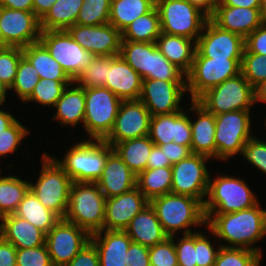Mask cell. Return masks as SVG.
<instances>
[{
  "label": "cell",
  "mask_w": 266,
  "mask_h": 266,
  "mask_svg": "<svg viewBox=\"0 0 266 266\" xmlns=\"http://www.w3.org/2000/svg\"><path fill=\"white\" fill-rule=\"evenodd\" d=\"M17 248L0 236V266H16Z\"/></svg>",
  "instance_id": "obj_58"
},
{
  "label": "cell",
  "mask_w": 266,
  "mask_h": 266,
  "mask_svg": "<svg viewBox=\"0 0 266 266\" xmlns=\"http://www.w3.org/2000/svg\"><path fill=\"white\" fill-rule=\"evenodd\" d=\"M203 203L204 214H224L255 206L259 200L241 177L216 175L211 179Z\"/></svg>",
  "instance_id": "obj_5"
},
{
  "label": "cell",
  "mask_w": 266,
  "mask_h": 266,
  "mask_svg": "<svg viewBox=\"0 0 266 266\" xmlns=\"http://www.w3.org/2000/svg\"><path fill=\"white\" fill-rule=\"evenodd\" d=\"M266 103V80L255 88V103Z\"/></svg>",
  "instance_id": "obj_65"
},
{
  "label": "cell",
  "mask_w": 266,
  "mask_h": 266,
  "mask_svg": "<svg viewBox=\"0 0 266 266\" xmlns=\"http://www.w3.org/2000/svg\"><path fill=\"white\" fill-rule=\"evenodd\" d=\"M136 187L151 201L153 198L171 193L172 167L146 169L137 175Z\"/></svg>",
  "instance_id": "obj_37"
},
{
  "label": "cell",
  "mask_w": 266,
  "mask_h": 266,
  "mask_svg": "<svg viewBox=\"0 0 266 266\" xmlns=\"http://www.w3.org/2000/svg\"><path fill=\"white\" fill-rule=\"evenodd\" d=\"M244 50V38L222 29L210 18L196 41V51L203 57L213 59H242Z\"/></svg>",
  "instance_id": "obj_16"
},
{
  "label": "cell",
  "mask_w": 266,
  "mask_h": 266,
  "mask_svg": "<svg viewBox=\"0 0 266 266\" xmlns=\"http://www.w3.org/2000/svg\"><path fill=\"white\" fill-rule=\"evenodd\" d=\"M216 6L261 8V1L260 0H218Z\"/></svg>",
  "instance_id": "obj_61"
},
{
  "label": "cell",
  "mask_w": 266,
  "mask_h": 266,
  "mask_svg": "<svg viewBox=\"0 0 266 266\" xmlns=\"http://www.w3.org/2000/svg\"><path fill=\"white\" fill-rule=\"evenodd\" d=\"M80 141L67 150L62 160L52 158L73 182H97L113 147L104 140Z\"/></svg>",
  "instance_id": "obj_3"
},
{
  "label": "cell",
  "mask_w": 266,
  "mask_h": 266,
  "mask_svg": "<svg viewBox=\"0 0 266 266\" xmlns=\"http://www.w3.org/2000/svg\"><path fill=\"white\" fill-rule=\"evenodd\" d=\"M56 0H33V12L41 20Z\"/></svg>",
  "instance_id": "obj_62"
},
{
  "label": "cell",
  "mask_w": 266,
  "mask_h": 266,
  "mask_svg": "<svg viewBox=\"0 0 266 266\" xmlns=\"http://www.w3.org/2000/svg\"><path fill=\"white\" fill-rule=\"evenodd\" d=\"M64 266H99V255L95 245L90 241Z\"/></svg>",
  "instance_id": "obj_55"
},
{
  "label": "cell",
  "mask_w": 266,
  "mask_h": 266,
  "mask_svg": "<svg viewBox=\"0 0 266 266\" xmlns=\"http://www.w3.org/2000/svg\"><path fill=\"white\" fill-rule=\"evenodd\" d=\"M162 33L159 13L154 6L148 13L137 17L122 32V41L156 42Z\"/></svg>",
  "instance_id": "obj_36"
},
{
  "label": "cell",
  "mask_w": 266,
  "mask_h": 266,
  "mask_svg": "<svg viewBox=\"0 0 266 266\" xmlns=\"http://www.w3.org/2000/svg\"><path fill=\"white\" fill-rule=\"evenodd\" d=\"M190 4L198 7L208 17H210L216 8L218 0H187Z\"/></svg>",
  "instance_id": "obj_63"
},
{
  "label": "cell",
  "mask_w": 266,
  "mask_h": 266,
  "mask_svg": "<svg viewBox=\"0 0 266 266\" xmlns=\"http://www.w3.org/2000/svg\"><path fill=\"white\" fill-rule=\"evenodd\" d=\"M244 53L262 54L266 57V21L245 38Z\"/></svg>",
  "instance_id": "obj_54"
},
{
  "label": "cell",
  "mask_w": 266,
  "mask_h": 266,
  "mask_svg": "<svg viewBox=\"0 0 266 266\" xmlns=\"http://www.w3.org/2000/svg\"><path fill=\"white\" fill-rule=\"evenodd\" d=\"M29 134L26 126L16 120L9 128L0 134V157L12 154L18 150V146Z\"/></svg>",
  "instance_id": "obj_48"
},
{
  "label": "cell",
  "mask_w": 266,
  "mask_h": 266,
  "mask_svg": "<svg viewBox=\"0 0 266 266\" xmlns=\"http://www.w3.org/2000/svg\"><path fill=\"white\" fill-rule=\"evenodd\" d=\"M145 79L164 81H186V74L175 64L169 62L152 42V63L150 74Z\"/></svg>",
  "instance_id": "obj_43"
},
{
  "label": "cell",
  "mask_w": 266,
  "mask_h": 266,
  "mask_svg": "<svg viewBox=\"0 0 266 266\" xmlns=\"http://www.w3.org/2000/svg\"><path fill=\"white\" fill-rule=\"evenodd\" d=\"M0 47H3V39H2L1 31H0Z\"/></svg>",
  "instance_id": "obj_68"
},
{
  "label": "cell",
  "mask_w": 266,
  "mask_h": 266,
  "mask_svg": "<svg viewBox=\"0 0 266 266\" xmlns=\"http://www.w3.org/2000/svg\"><path fill=\"white\" fill-rule=\"evenodd\" d=\"M54 108L56 112L52 119L60 125L76 128L79 123H84L85 88L73 81L64 89Z\"/></svg>",
  "instance_id": "obj_29"
},
{
  "label": "cell",
  "mask_w": 266,
  "mask_h": 266,
  "mask_svg": "<svg viewBox=\"0 0 266 266\" xmlns=\"http://www.w3.org/2000/svg\"><path fill=\"white\" fill-rule=\"evenodd\" d=\"M156 0H111L109 23L122 32L137 17L148 13Z\"/></svg>",
  "instance_id": "obj_35"
},
{
  "label": "cell",
  "mask_w": 266,
  "mask_h": 266,
  "mask_svg": "<svg viewBox=\"0 0 266 266\" xmlns=\"http://www.w3.org/2000/svg\"><path fill=\"white\" fill-rule=\"evenodd\" d=\"M73 81H54L40 79L34 87L32 94L23 102H36L40 105L53 107L61 97L64 89Z\"/></svg>",
  "instance_id": "obj_42"
},
{
  "label": "cell",
  "mask_w": 266,
  "mask_h": 266,
  "mask_svg": "<svg viewBox=\"0 0 266 266\" xmlns=\"http://www.w3.org/2000/svg\"><path fill=\"white\" fill-rule=\"evenodd\" d=\"M0 236L17 249H26L45 245L46 234L15 214L0 218Z\"/></svg>",
  "instance_id": "obj_27"
},
{
  "label": "cell",
  "mask_w": 266,
  "mask_h": 266,
  "mask_svg": "<svg viewBox=\"0 0 266 266\" xmlns=\"http://www.w3.org/2000/svg\"><path fill=\"white\" fill-rule=\"evenodd\" d=\"M104 194L96 182H73L65 220L86 230L90 235L103 230Z\"/></svg>",
  "instance_id": "obj_4"
},
{
  "label": "cell",
  "mask_w": 266,
  "mask_h": 266,
  "mask_svg": "<svg viewBox=\"0 0 266 266\" xmlns=\"http://www.w3.org/2000/svg\"><path fill=\"white\" fill-rule=\"evenodd\" d=\"M150 205L154 208L157 218L164 232L175 236L181 231L183 234L193 233V226H206L203 204L196 198L186 195L167 193L153 198Z\"/></svg>",
  "instance_id": "obj_2"
},
{
  "label": "cell",
  "mask_w": 266,
  "mask_h": 266,
  "mask_svg": "<svg viewBox=\"0 0 266 266\" xmlns=\"http://www.w3.org/2000/svg\"><path fill=\"white\" fill-rule=\"evenodd\" d=\"M16 120L17 119L13 116V114L0 108V134L5 129L9 128Z\"/></svg>",
  "instance_id": "obj_64"
},
{
  "label": "cell",
  "mask_w": 266,
  "mask_h": 266,
  "mask_svg": "<svg viewBox=\"0 0 266 266\" xmlns=\"http://www.w3.org/2000/svg\"><path fill=\"white\" fill-rule=\"evenodd\" d=\"M251 110H235L215 115L216 159L226 161L239 155L251 134Z\"/></svg>",
  "instance_id": "obj_11"
},
{
  "label": "cell",
  "mask_w": 266,
  "mask_h": 266,
  "mask_svg": "<svg viewBox=\"0 0 266 266\" xmlns=\"http://www.w3.org/2000/svg\"><path fill=\"white\" fill-rule=\"evenodd\" d=\"M122 103L106 87L85 88V114L82 124L93 140H104L111 132Z\"/></svg>",
  "instance_id": "obj_7"
},
{
  "label": "cell",
  "mask_w": 266,
  "mask_h": 266,
  "mask_svg": "<svg viewBox=\"0 0 266 266\" xmlns=\"http://www.w3.org/2000/svg\"><path fill=\"white\" fill-rule=\"evenodd\" d=\"M240 155L254 168L266 174V141L256 136L251 137L243 146Z\"/></svg>",
  "instance_id": "obj_50"
},
{
  "label": "cell",
  "mask_w": 266,
  "mask_h": 266,
  "mask_svg": "<svg viewBox=\"0 0 266 266\" xmlns=\"http://www.w3.org/2000/svg\"><path fill=\"white\" fill-rule=\"evenodd\" d=\"M185 92L186 81L143 79L139 100L151 116L172 114L183 109L180 103Z\"/></svg>",
  "instance_id": "obj_17"
},
{
  "label": "cell",
  "mask_w": 266,
  "mask_h": 266,
  "mask_svg": "<svg viewBox=\"0 0 266 266\" xmlns=\"http://www.w3.org/2000/svg\"><path fill=\"white\" fill-rule=\"evenodd\" d=\"M204 232H195V250L197 256V266H213L218 252L221 248V244L217 249L214 247V243H211L210 238L203 234Z\"/></svg>",
  "instance_id": "obj_52"
},
{
  "label": "cell",
  "mask_w": 266,
  "mask_h": 266,
  "mask_svg": "<svg viewBox=\"0 0 266 266\" xmlns=\"http://www.w3.org/2000/svg\"><path fill=\"white\" fill-rule=\"evenodd\" d=\"M258 202L255 206L224 214H205L207 230L220 242L222 247L246 248L262 253L253 245L266 236V209Z\"/></svg>",
  "instance_id": "obj_1"
},
{
  "label": "cell",
  "mask_w": 266,
  "mask_h": 266,
  "mask_svg": "<svg viewBox=\"0 0 266 266\" xmlns=\"http://www.w3.org/2000/svg\"><path fill=\"white\" fill-rule=\"evenodd\" d=\"M91 240L76 224L61 218L46 234L45 244L53 266H64Z\"/></svg>",
  "instance_id": "obj_14"
},
{
  "label": "cell",
  "mask_w": 266,
  "mask_h": 266,
  "mask_svg": "<svg viewBox=\"0 0 266 266\" xmlns=\"http://www.w3.org/2000/svg\"><path fill=\"white\" fill-rule=\"evenodd\" d=\"M39 41L73 81L94 57L74 41L66 30H42Z\"/></svg>",
  "instance_id": "obj_13"
},
{
  "label": "cell",
  "mask_w": 266,
  "mask_h": 266,
  "mask_svg": "<svg viewBox=\"0 0 266 266\" xmlns=\"http://www.w3.org/2000/svg\"><path fill=\"white\" fill-rule=\"evenodd\" d=\"M159 147L164 151L166 159H169L172 165L192 154L191 149L188 146L179 145L175 142L159 145Z\"/></svg>",
  "instance_id": "obj_57"
},
{
  "label": "cell",
  "mask_w": 266,
  "mask_h": 266,
  "mask_svg": "<svg viewBox=\"0 0 266 266\" xmlns=\"http://www.w3.org/2000/svg\"><path fill=\"white\" fill-rule=\"evenodd\" d=\"M162 33L197 41L209 18L187 0H156Z\"/></svg>",
  "instance_id": "obj_8"
},
{
  "label": "cell",
  "mask_w": 266,
  "mask_h": 266,
  "mask_svg": "<svg viewBox=\"0 0 266 266\" xmlns=\"http://www.w3.org/2000/svg\"><path fill=\"white\" fill-rule=\"evenodd\" d=\"M196 101L214 115L235 110H251V106L255 104V88L239 73L210 88Z\"/></svg>",
  "instance_id": "obj_9"
},
{
  "label": "cell",
  "mask_w": 266,
  "mask_h": 266,
  "mask_svg": "<svg viewBox=\"0 0 266 266\" xmlns=\"http://www.w3.org/2000/svg\"><path fill=\"white\" fill-rule=\"evenodd\" d=\"M210 159L208 156L192 153L180 162L173 164L171 192L191 196L203 204L210 177L206 163Z\"/></svg>",
  "instance_id": "obj_12"
},
{
  "label": "cell",
  "mask_w": 266,
  "mask_h": 266,
  "mask_svg": "<svg viewBox=\"0 0 266 266\" xmlns=\"http://www.w3.org/2000/svg\"><path fill=\"white\" fill-rule=\"evenodd\" d=\"M195 231L190 234H183L178 242L174 239L175 251L178 266H197V256L195 250Z\"/></svg>",
  "instance_id": "obj_53"
},
{
  "label": "cell",
  "mask_w": 266,
  "mask_h": 266,
  "mask_svg": "<svg viewBox=\"0 0 266 266\" xmlns=\"http://www.w3.org/2000/svg\"><path fill=\"white\" fill-rule=\"evenodd\" d=\"M242 59H213L195 51L190 71L186 74V89L190 100H197L210 88L241 73Z\"/></svg>",
  "instance_id": "obj_10"
},
{
  "label": "cell",
  "mask_w": 266,
  "mask_h": 266,
  "mask_svg": "<svg viewBox=\"0 0 266 266\" xmlns=\"http://www.w3.org/2000/svg\"><path fill=\"white\" fill-rule=\"evenodd\" d=\"M22 51L23 56L37 70L40 79L73 81L40 41L23 47Z\"/></svg>",
  "instance_id": "obj_31"
},
{
  "label": "cell",
  "mask_w": 266,
  "mask_h": 266,
  "mask_svg": "<svg viewBox=\"0 0 266 266\" xmlns=\"http://www.w3.org/2000/svg\"><path fill=\"white\" fill-rule=\"evenodd\" d=\"M111 0H84L76 19L79 25L109 23Z\"/></svg>",
  "instance_id": "obj_45"
},
{
  "label": "cell",
  "mask_w": 266,
  "mask_h": 266,
  "mask_svg": "<svg viewBox=\"0 0 266 266\" xmlns=\"http://www.w3.org/2000/svg\"><path fill=\"white\" fill-rule=\"evenodd\" d=\"M22 57L21 47H0V80L9 89L14 83L18 63Z\"/></svg>",
  "instance_id": "obj_47"
},
{
  "label": "cell",
  "mask_w": 266,
  "mask_h": 266,
  "mask_svg": "<svg viewBox=\"0 0 266 266\" xmlns=\"http://www.w3.org/2000/svg\"><path fill=\"white\" fill-rule=\"evenodd\" d=\"M156 46L162 55L187 74L194 60L196 41L183 37L161 33Z\"/></svg>",
  "instance_id": "obj_30"
},
{
  "label": "cell",
  "mask_w": 266,
  "mask_h": 266,
  "mask_svg": "<svg viewBox=\"0 0 266 266\" xmlns=\"http://www.w3.org/2000/svg\"><path fill=\"white\" fill-rule=\"evenodd\" d=\"M151 114L140 100L122 101L114 126L104 139L112 147L119 142L148 136Z\"/></svg>",
  "instance_id": "obj_18"
},
{
  "label": "cell",
  "mask_w": 266,
  "mask_h": 266,
  "mask_svg": "<svg viewBox=\"0 0 266 266\" xmlns=\"http://www.w3.org/2000/svg\"><path fill=\"white\" fill-rule=\"evenodd\" d=\"M9 88L0 80V106H3L6 100Z\"/></svg>",
  "instance_id": "obj_66"
},
{
  "label": "cell",
  "mask_w": 266,
  "mask_h": 266,
  "mask_svg": "<svg viewBox=\"0 0 266 266\" xmlns=\"http://www.w3.org/2000/svg\"><path fill=\"white\" fill-rule=\"evenodd\" d=\"M0 7L33 11V0H0Z\"/></svg>",
  "instance_id": "obj_60"
},
{
  "label": "cell",
  "mask_w": 266,
  "mask_h": 266,
  "mask_svg": "<svg viewBox=\"0 0 266 266\" xmlns=\"http://www.w3.org/2000/svg\"><path fill=\"white\" fill-rule=\"evenodd\" d=\"M120 55L142 79L150 74L152 42L122 41Z\"/></svg>",
  "instance_id": "obj_39"
},
{
  "label": "cell",
  "mask_w": 266,
  "mask_h": 266,
  "mask_svg": "<svg viewBox=\"0 0 266 266\" xmlns=\"http://www.w3.org/2000/svg\"><path fill=\"white\" fill-rule=\"evenodd\" d=\"M147 168L146 169H155L162 167H172L169 159H166L164 151L160 149L159 146L154 145L150 155L148 156Z\"/></svg>",
  "instance_id": "obj_59"
},
{
  "label": "cell",
  "mask_w": 266,
  "mask_h": 266,
  "mask_svg": "<svg viewBox=\"0 0 266 266\" xmlns=\"http://www.w3.org/2000/svg\"><path fill=\"white\" fill-rule=\"evenodd\" d=\"M49 155L43 152L39 177L36 183L29 182V189L43 206L52 210L60 218H64L73 180Z\"/></svg>",
  "instance_id": "obj_6"
},
{
  "label": "cell",
  "mask_w": 266,
  "mask_h": 266,
  "mask_svg": "<svg viewBox=\"0 0 266 266\" xmlns=\"http://www.w3.org/2000/svg\"><path fill=\"white\" fill-rule=\"evenodd\" d=\"M148 136L156 146L175 142L190 148V118L184 109L172 114L151 116Z\"/></svg>",
  "instance_id": "obj_20"
},
{
  "label": "cell",
  "mask_w": 266,
  "mask_h": 266,
  "mask_svg": "<svg viewBox=\"0 0 266 266\" xmlns=\"http://www.w3.org/2000/svg\"><path fill=\"white\" fill-rule=\"evenodd\" d=\"M241 74L256 88L266 80V57L262 54L243 53Z\"/></svg>",
  "instance_id": "obj_46"
},
{
  "label": "cell",
  "mask_w": 266,
  "mask_h": 266,
  "mask_svg": "<svg viewBox=\"0 0 266 266\" xmlns=\"http://www.w3.org/2000/svg\"><path fill=\"white\" fill-rule=\"evenodd\" d=\"M149 204L150 201L137 187L119 196L106 198L103 229L124 231L132 218Z\"/></svg>",
  "instance_id": "obj_21"
},
{
  "label": "cell",
  "mask_w": 266,
  "mask_h": 266,
  "mask_svg": "<svg viewBox=\"0 0 266 266\" xmlns=\"http://www.w3.org/2000/svg\"><path fill=\"white\" fill-rule=\"evenodd\" d=\"M111 57L94 56L74 80L75 84L84 88L105 87Z\"/></svg>",
  "instance_id": "obj_40"
},
{
  "label": "cell",
  "mask_w": 266,
  "mask_h": 266,
  "mask_svg": "<svg viewBox=\"0 0 266 266\" xmlns=\"http://www.w3.org/2000/svg\"><path fill=\"white\" fill-rule=\"evenodd\" d=\"M142 77L121 57L110 58V68L105 87L120 100H139L142 89Z\"/></svg>",
  "instance_id": "obj_23"
},
{
  "label": "cell",
  "mask_w": 266,
  "mask_h": 266,
  "mask_svg": "<svg viewBox=\"0 0 266 266\" xmlns=\"http://www.w3.org/2000/svg\"><path fill=\"white\" fill-rule=\"evenodd\" d=\"M126 256V266H150L149 248L141 244L131 242Z\"/></svg>",
  "instance_id": "obj_56"
},
{
  "label": "cell",
  "mask_w": 266,
  "mask_h": 266,
  "mask_svg": "<svg viewBox=\"0 0 266 266\" xmlns=\"http://www.w3.org/2000/svg\"><path fill=\"white\" fill-rule=\"evenodd\" d=\"M263 254L246 248H220L213 266H260Z\"/></svg>",
  "instance_id": "obj_41"
},
{
  "label": "cell",
  "mask_w": 266,
  "mask_h": 266,
  "mask_svg": "<svg viewBox=\"0 0 266 266\" xmlns=\"http://www.w3.org/2000/svg\"><path fill=\"white\" fill-rule=\"evenodd\" d=\"M124 231L132 242L147 248L162 243L169 238L164 232L154 208L150 204L132 218Z\"/></svg>",
  "instance_id": "obj_28"
},
{
  "label": "cell",
  "mask_w": 266,
  "mask_h": 266,
  "mask_svg": "<svg viewBox=\"0 0 266 266\" xmlns=\"http://www.w3.org/2000/svg\"><path fill=\"white\" fill-rule=\"evenodd\" d=\"M28 190V180H22L14 175L1 176L0 169V218L14 214Z\"/></svg>",
  "instance_id": "obj_38"
},
{
  "label": "cell",
  "mask_w": 266,
  "mask_h": 266,
  "mask_svg": "<svg viewBox=\"0 0 266 266\" xmlns=\"http://www.w3.org/2000/svg\"><path fill=\"white\" fill-rule=\"evenodd\" d=\"M261 1V12L266 19V0H260Z\"/></svg>",
  "instance_id": "obj_67"
},
{
  "label": "cell",
  "mask_w": 266,
  "mask_h": 266,
  "mask_svg": "<svg viewBox=\"0 0 266 266\" xmlns=\"http://www.w3.org/2000/svg\"><path fill=\"white\" fill-rule=\"evenodd\" d=\"M155 144L149 136L116 143L113 150L136 175L147 168L148 156Z\"/></svg>",
  "instance_id": "obj_32"
},
{
  "label": "cell",
  "mask_w": 266,
  "mask_h": 266,
  "mask_svg": "<svg viewBox=\"0 0 266 266\" xmlns=\"http://www.w3.org/2000/svg\"><path fill=\"white\" fill-rule=\"evenodd\" d=\"M188 111L195 112L197 115L195 121L190 118L192 132L191 152L215 159V115L208 112L196 100H191V107Z\"/></svg>",
  "instance_id": "obj_25"
},
{
  "label": "cell",
  "mask_w": 266,
  "mask_h": 266,
  "mask_svg": "<svg viewBox=\"0 0 266 266\" xmlns=\"http://www.w3.org/2000/svg\"><path fill=\"white\" fill-rule=\"evenodd\" d=\"M136 180L137 175L113 150L107 156L102 175L96 183L105 198H112L135 188Z\"/></svg>",
  "instance_id": "obj_24"
},
{
  "label": "cell",
  "mask_w": 266,
  "mask_h": 266,
  "mask_svg": "<svg viewBox=\"0 0 266 266\" xmlns=\"http://www.w3.org/2000/svg\"><path fill=\"white\" fill-rule=\"evenodd\" d=\"M209 18L222 29L238 34L244 39L266 21L261 8L233 6H216Z\"/></svg>",
  "instance_id": "obj_22"
},
{
  "label": "cell",
  "mask_w": 266,
  "mask_h": 266,
  "mask_svg": "<svg viewBox=\"0 0 266 266\" xmlns=\"http://www.w3.org/2000/svg\"><path fill=\"white\" fill-rule=\"evenodd\" d=\"M66 31L93 56L120 55L122 34L110 23L91 26L75 24Z\"/></svg>",
  "instance_id": "obj_19"
},
{
  "label": "cell",
  "mask_w": 266,
  "mask_h": 266,
  "mask_svg": "<svg viewBox=\"0 0 266 266\" xmlns=\"http://www.w3.org/2000/svg\"><path fill=\"white\" fill-rule=\"evenodd\" d=\"M14 214L27 220L45 234L61 219L52 210L43 206L30 189L24 195Z\"/></svg>",
  "instance_id": "obj_33"
},
{
  "label": "cell",
  "mask_w": 266,
  "mask_h": 266,
  "mask_svg": "<svg viewBox=\"0 0 266 266\" xmlns=\"http://www.w3.org/2000/svg\"><path fill=\"white\" fill-rule=\"evenodd\" d=\"M16 266H53L46 244L17 249Z\"/></svg>",
  "instance_id": "obj_51"
},
{
  "label": "cell",
  "mask_w": 266,
  "mask_h": 266,
  "mask_svg": "<svg viewBox=\"0 0 266 266\" xmlns=\"http://www.w3.org/2000/svg\"><path fill=\"white\" fill-rule=\"evenodd\" d=\"M39 80L37 70L23 56L18 63L17 74L9 91L14 90L18 99L24 102L32 94Z\"/></svg>",
  "instance_id": "obj_44"
},
{
  "label": "cell",
  "mask_w": 266,
  "mask_h": 266,
  "mask_svg": "<svg viewBox=\"0 0 266 266\" xmlns=\"http://www.w3.org/2000/svg\"><path fill=\"white\" fill-rule=\"evenodd\" d=\"M150 266H178L174 236L149 248Z\"/></svg>",
  "instance_id": "obj_49"
},
{
  "label": "cell",
  "mask_w": 266,
  "mask_h": 266,
  "mask_svg": "<svg viewBox=\"0 0 266 266\" xmlns=\"http://www.w3.org/2000/svg\"><path fill=\"white\" fill-rule=\"evenodd\" d=\"M84 0H56L50 10L40 20L41 30H67L76 24V19Z\"/></svg>",
  "instance_id": "obj_34"
},
{
  "label": "cell",
  "mask_w": 266,
  "mask_h": 266,
  "mask_svg": "<svg viewBox=\"0 0 266 266\" xmlns=\"http://www.w3.org/2000/svg\"><path fill=\"white\" fill-rule=\"evenodd\" d=\"M99 255V266H126L127 251L132 242L125 231L105 230L91 235Z\"/></svg>",
  "instance_id": "obj_26"
},
{
  "label": "cell",
  "mask_w": 266,
  "mask_h": 266,
  "mask_svg": "<svg viewBox=\"0 0 266 266\" xmlns=\"http://www.w3.org/2000/svg\"><path fill=\"white\" fill-rule=\"evenodd\" d=\"M0 31L3 47H26L41 36L40 19L33 11L0 7Z\"/></svg>",
  "instance_id": "obj_15"
}]
</instances>
